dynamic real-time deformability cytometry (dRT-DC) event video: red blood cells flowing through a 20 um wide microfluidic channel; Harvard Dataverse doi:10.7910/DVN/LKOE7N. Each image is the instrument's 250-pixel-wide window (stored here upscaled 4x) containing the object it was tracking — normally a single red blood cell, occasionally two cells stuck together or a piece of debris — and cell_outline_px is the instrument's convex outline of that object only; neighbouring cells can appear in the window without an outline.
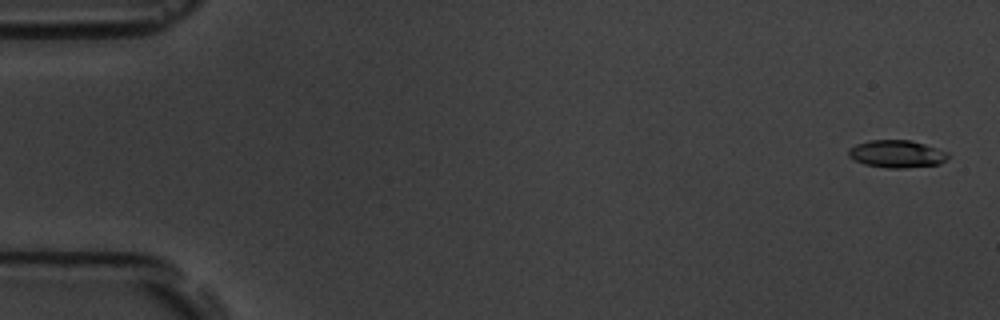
{"species": "common noctule bat (a hibernating species)", "species_latin": "Nyctalus noctula", "temperature_condition": "room temperature", "stored_images_in_passage": 11, "camera_frame_rate_fps": 3000, "um_per_image_px": 0.085, "animal": {"sex": "male", "body_mass_g": 19.5, "forearm_length_mm": 54.6}, "frame": {"image": 1, "passage_image": 1, "time_ms": 0.0, "image_size_px": [1000, 320], "cell_outline_px": [[948, 156], [940, 164], [904, 168], [888, 168], [864, 164], [848, 156], [848, 148], [856, 144], [868, 140], [912, 140], [948, 152]], "centroid_in_image_um": [76.2, 13.07], "position_along_channel_um": 8.8, "area_um2": 15.9}}
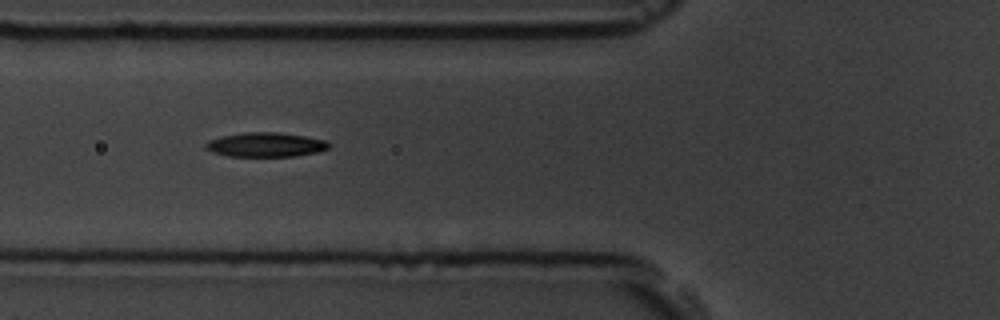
{"frame": {"image": 2, "passage_image": 6, "time_ms": 6.667, "image_size_px": [1000, 320], "cell_outline_px": [[328, 148], [316, 152], [292, 156], [228, 156], [212, 152], [204, 148], [204, 144], [208, 140], [224, 136], [244, 132], [280, 132], [304, 136], [324, 140], [328, 144]], "centroid_in_image_um": [22.51, 12.29], "position_along_channel_um": 103.3, "area_um2": 17.28}}
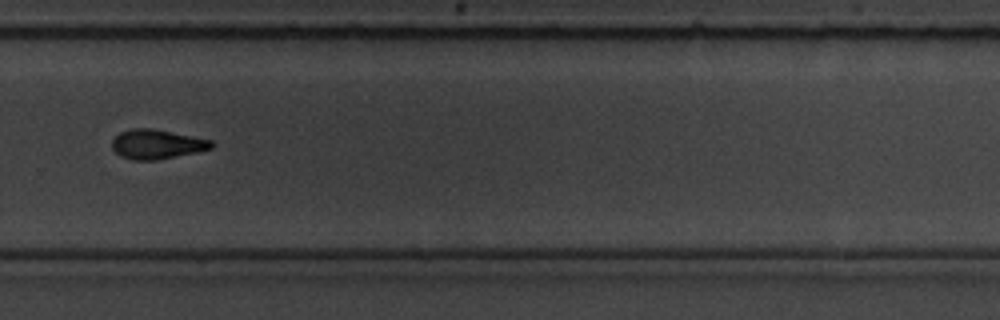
{"frame": {"image": 3, "passage_image": 11, "time_ms": 12.667, "image_size_px": [1000, 320], "cell_outline_px": [[212, 148], [196, 152], [156, 160], [132, 160], [120, 156], [112, 148], [112, 140], [120, 132], [132, 128], [152, 128], [212, 140]], "centroid_in_image_um": [13.29, 12.26], "position_along_channel_um": 316.5, "area_um2": 16.94}}